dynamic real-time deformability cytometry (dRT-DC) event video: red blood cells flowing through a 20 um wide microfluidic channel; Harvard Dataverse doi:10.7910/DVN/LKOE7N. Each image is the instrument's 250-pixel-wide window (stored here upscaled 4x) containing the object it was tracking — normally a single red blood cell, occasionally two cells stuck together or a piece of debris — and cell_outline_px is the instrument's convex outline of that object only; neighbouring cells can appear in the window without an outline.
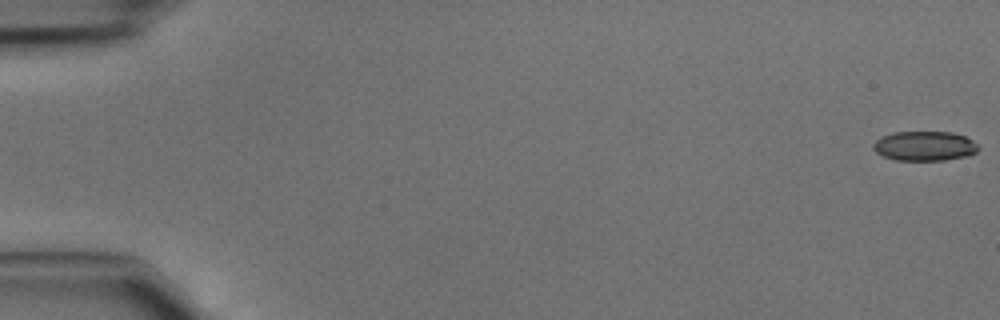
{"species": "common noctule bat (a hibernating species)", "species_latin": "Nyctalus noctula", "temperature_condition": "cold", "stored_images_in_passage": 46, "camera_frame_rate_fps": 3000, "um_per_image_px": 0.085, "animal": {"sex": "male", "body_mass_g": 15.6}, "frame": {"image": 1, "passage_image": 1, "time_ms": 0.0, "image_size_px": [1000, 320], "cell_outline_px": [[980, 148], [976, 152], [968, 156], [944, 160], [896, 160], [884, 156], [876, 152], [872, 148], [872, 144], [876, 140], [884, 136], [896, 132], [952, 132], [964, 136], [972, 140]], "centroid_in_image_um": [78.6, 12.41], "position_along_channel_um": 6.4, "area_um2": 18.03}}
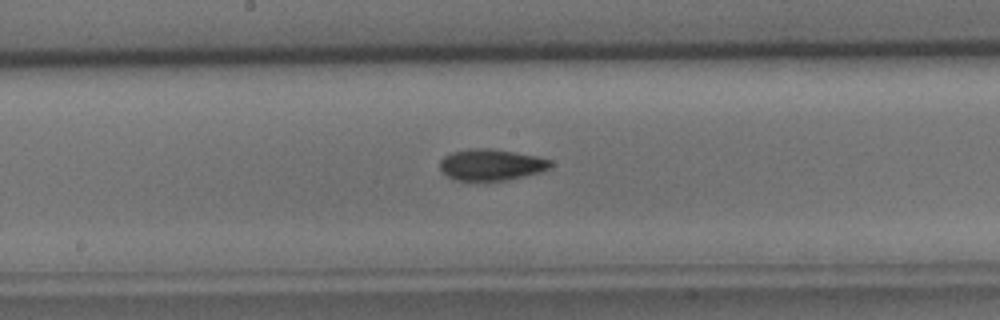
{"frame": {"image": 2, "passage_image": 25, "time_ms": 8.0, "image_size_px": [1000, 320], "cell_outline_px": [[552, 168], [540, 172], [504, 180], [452, 180], [440, 172], [440, 160], [444, 156], [452, 152], [468, 148], [492, 148], [536, 156], [552, 160]], "centroid_in_image_um": [41.72, 13.99], "position_along_channel_um": 206.5, "area_um2": 20.35}}
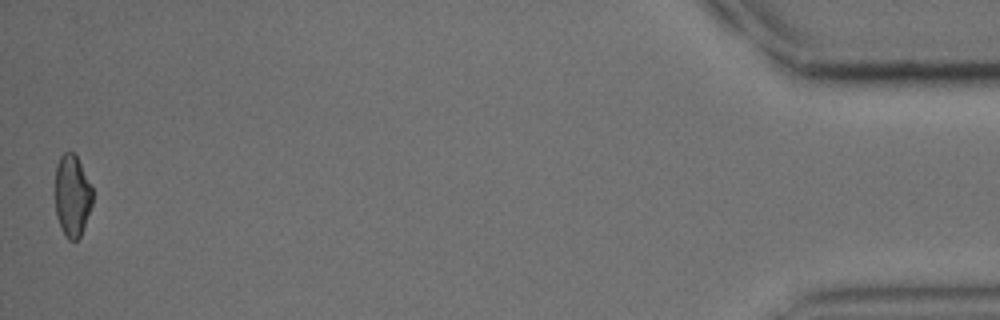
{"frame": {"image": 3, "passage_image": 46, "time_ms": 15.0, "image_size_px": [1000, 320], "cell_outline_px": [[92, 204], [80, 236], [76, 240], [68, 240], [64, 236], [60, 228], [56, 216], [56, 164], [60, 156], [64, 152], [72, 152], [76, 156], [92, 188]], "centroid_in_image_um": [6.12, 16.66], "position_along_channel_um": 429.1, "area_um2": 17.63}}